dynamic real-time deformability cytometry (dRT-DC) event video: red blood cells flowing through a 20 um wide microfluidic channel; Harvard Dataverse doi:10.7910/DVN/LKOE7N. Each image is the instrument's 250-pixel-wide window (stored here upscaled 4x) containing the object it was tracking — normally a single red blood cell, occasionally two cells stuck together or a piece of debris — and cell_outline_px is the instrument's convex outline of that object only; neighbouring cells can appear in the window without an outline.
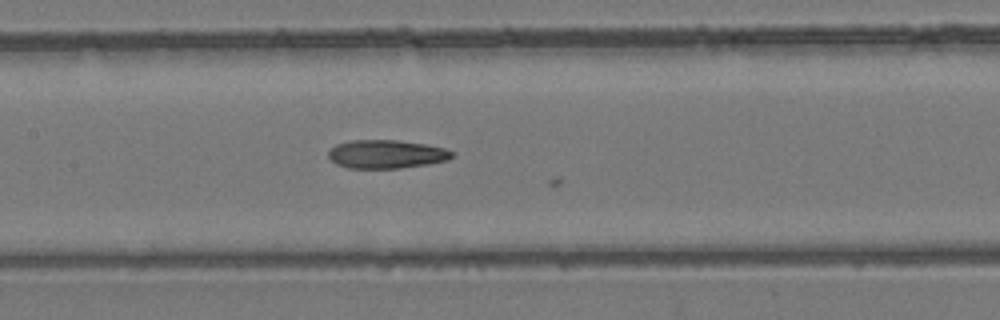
{"species": "common noctule bat (a hibernating species)", "species_latin": "Nyctalus noctula", "temperature_condition": "room temperature", "stored_images_in_passage": 15, "camera_frame_rate_fps": 3000, "um_per_image_px": 0.085, "animal": {"sex": "female", "body_mass_g": 24.6, "forearm_length_mm": 56.2}, "frame": {"image": 1, "passage_image": 14, "time_ms": 4.333, "image_size_px": [1000, 320], "cell_outline_px": [[452, 156], [448, 160], [428, 164], [400, 168], [348, 168], [336, 164], [328, 156], [328, 152], [336, 144], [352, 140], [400, 140], [424, 144], [444, 148], [452, 152]], "centroid_in_image_um": [32.82, 13.1], "position_along_channel_um": 174.6, "area_um2": 20.4}}